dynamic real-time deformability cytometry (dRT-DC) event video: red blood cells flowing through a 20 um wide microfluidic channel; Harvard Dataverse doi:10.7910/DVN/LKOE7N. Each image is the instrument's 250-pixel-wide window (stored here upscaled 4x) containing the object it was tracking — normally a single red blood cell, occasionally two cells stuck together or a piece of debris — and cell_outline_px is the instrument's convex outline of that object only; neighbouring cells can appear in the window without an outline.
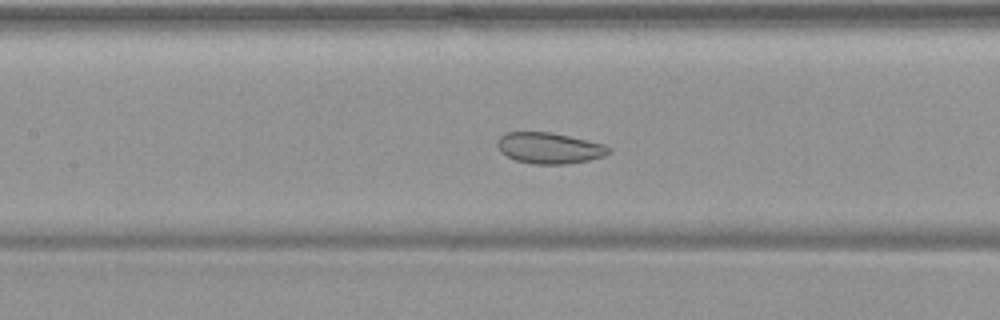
{"species": "common noctule bat (a hibernating species)", "species_latin": "Nyctalus noctula", "temperature_condition": "warm", "stored_images_in_passage": 55, "camera_frame_rate_fps": 3000, "um_per_image_px": 0.085, "animal": {"sex": "female", "body_mass_g": 19.9}, "frame": {"image": 1, "passage_image": 26, "time_ms": 8.333, "image_size_px": [1000, 320], "cell_outline_px": [[612, 152], [604, 156], [588, 160], [564, 164], [532, 164], [516, 160], [500, 152], [496, 144], [496, 140], [504, 132], [552, 132], [604, 144], [612, 148]], "centroid_in_image_um": [46.68, 12.58], "position_along_channel_um": 160.7, "area_um2": 20.29}}
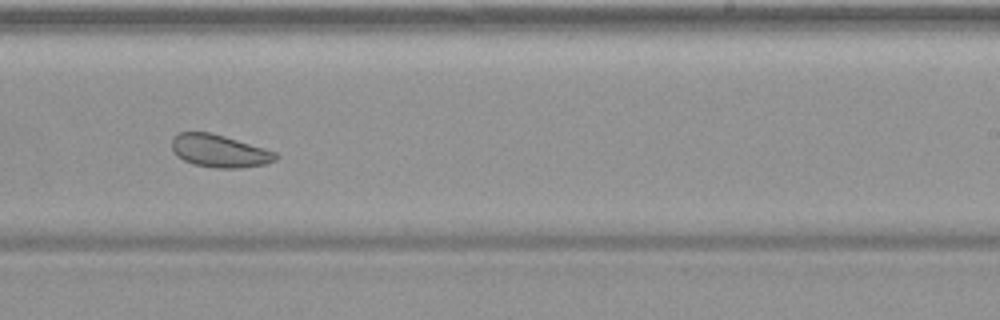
{"frame": {"image": 2, "passage_image": 35, "time_ms": 11.333, "image_size_px": [1000, 320], "cell_outline_px": [[280, 156], [276, 160], [264, 164], [240, 168], [216, 168], [192, 164], [176, 156], [172, 148], [172, 136], [180, 132], [212, 132], [264, 148], [276, 152]], "centroid_in_image_um": [18.64, 12.83], "position_along_channel_um": 270.4, "area_um2": 19.88}}
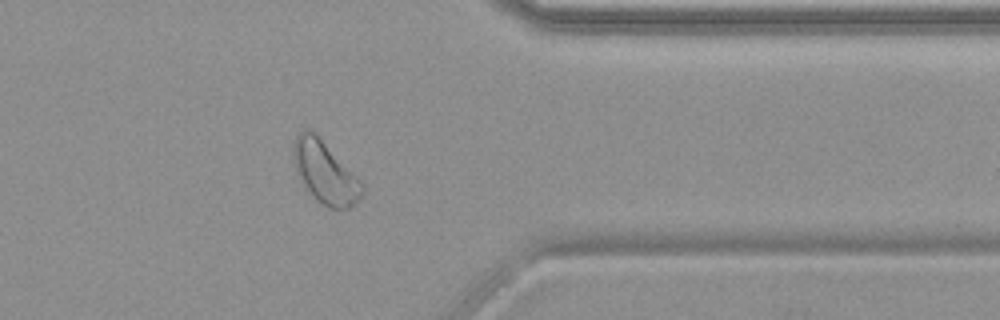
{"frame": {"image": 3, "passage_image": 45, "time_ms": 14.667, "image_size_px": [1000, 320], "cell_outline_px": [[364, 192], [356, 204], [348, 208], [328, 208], [316, 200], [312, 196], [300, 180], [296, 172], [292, 160], [292, 144], [296, 136], [300, 132], [316, 132], [364, 184]], "centroid_in_image_um": [27.62, 14.66], "position_along_channel_um": 383.8, "area_um2": 25.03}, "authors_computed_cell_mechanics": {"area_um2": 26.6458, "velocity_mm_per_s": 3.6721, "shape_relaxation_time_tau1_ms": null, "shape_relaxation_time_tau2_ms": 1.7218, "deformation_change_tau1": null, "deformation_change_tau2": 0.068}}